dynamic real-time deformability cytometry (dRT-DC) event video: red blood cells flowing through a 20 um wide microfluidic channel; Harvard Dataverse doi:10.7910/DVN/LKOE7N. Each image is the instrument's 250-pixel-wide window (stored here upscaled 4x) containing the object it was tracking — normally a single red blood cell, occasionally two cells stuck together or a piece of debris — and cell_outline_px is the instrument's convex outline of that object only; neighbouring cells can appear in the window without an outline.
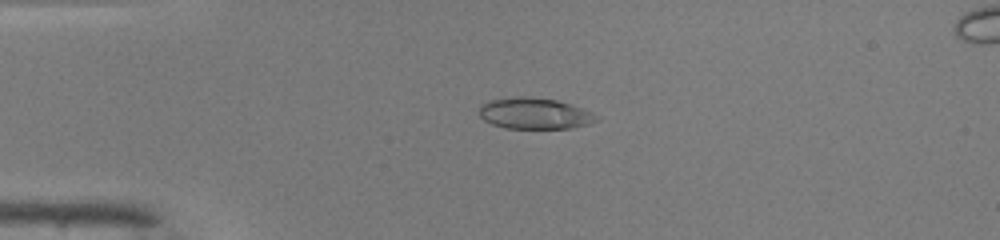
{"species": "common noctule bat (a hibernating species)", "species_latin": "Nyctalus noctula", "temperature_condition": "warm", "stored_images_in_passage": 48, "camera_frame_rate_fps": 3000, "um_per_image_px": 0.085, "animal": {"sex": "male", "body_mass_g": 19.0, "forearm_length_mm": 50.8}, "frame": {"image": 1, "passage_image": 11, "time_ms": 3.333, "image_size_px": [1000, 240], "cell_outline_px": [[600, 120], [588, 124], [572, 128], [504, 128], [492, 124], [484, 120], [480, 116], [480, 104], [488, 100], [524, 96], [556, 100], [592, 112], [600, 116]], "centroid_in_image_um": [45.44, 9.65], "position_along_channel_um": 39.6, "area_um2": 21.21}}
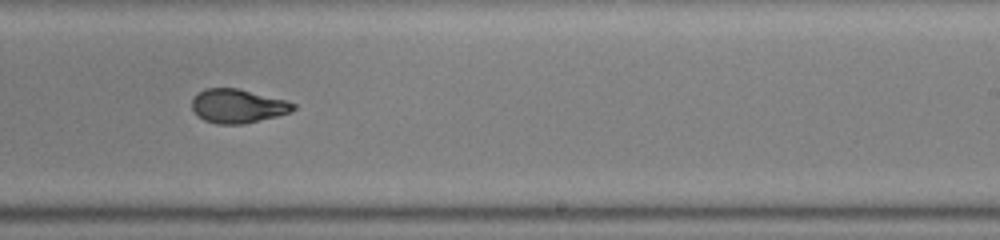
{"frame": {"image": 2, "passage_image": 30, "time_ms": 9.667, "image_size_px": [1000, 240], "cell_outline_px": [[296, 108], [292, 112], [244, 124], [216, 124], [204, 120], [192, 108], [192, 100], [204, 88], [236, 88], [284, 100], [296, 104]], "centroid_in_image_um": [20.22, 9.02], "position_along_channel_um": 268.8, "area_um2": 19.71}}
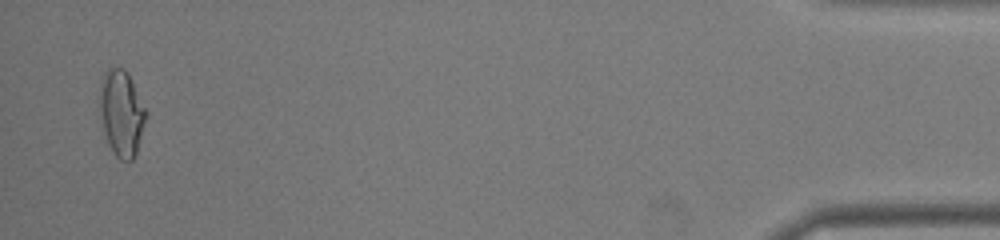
{"frame": {"image": 3, "passage_image": 47, "time_ms": 15.333, "image_size_px": [1000, 240], "cell_outline_px": [[148, 116], [136, 152], [132, 160], [120, 160], [116, 156], [108, 140], [96, 108], [100, 80], [104, 72], [108, 68], [124, 68], [128, 72], [148, 112]], "centroid_in_image_um": [10.31, 9.54], "position_along_channel_um": 424.9, "area_um2": 23.76}, "authors_computed_cell_mechanics": {"area_um2": 21.3282, "velocity_mm_per_s": 4.1562, "shape_relaxation_time_tau1_ms": 5.9726, "shape_relaxation_time_tau2_ms": 0.7295, "deformation_change_tau1": 0.2286, "deformation_change_tau2": 0.057}}